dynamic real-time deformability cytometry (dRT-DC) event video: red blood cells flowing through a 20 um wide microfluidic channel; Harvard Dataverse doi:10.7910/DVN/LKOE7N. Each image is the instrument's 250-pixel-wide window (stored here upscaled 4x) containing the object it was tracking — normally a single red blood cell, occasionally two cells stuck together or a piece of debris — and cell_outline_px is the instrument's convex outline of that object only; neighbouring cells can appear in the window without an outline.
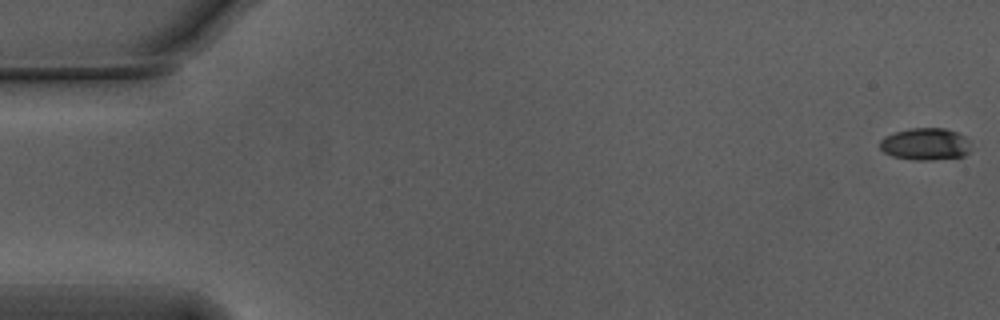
{"species": "Egyptian fruit bat (a non-hibernating species)", "species_latin": "Rousettus aegyptiacus", "temperature_condition": "warm", "stored_images_in_passage": 56, "camera_frame_rate_fps": 3000, "um_per_image_px": 0.085, "animal": {"sex": "male"}, "frame": {"image": 1, "passage_image": 1, "time_ms": 0.0, "image_size_px": [1000, 320], "cell_outline_px": [[968, 152], [964, 156], [932, 160], [912, 160], [892, 156], [884, 152], [880, 148], [880, 140], [884, 136], [896, 132], [912, 128], [944, 128], [960, 132], [964, 136], [968, 148]], "centroid_in_image_um": [78.62, 12.25], "position_along_channel_um": 6.4, "area_um2": 16.94}}
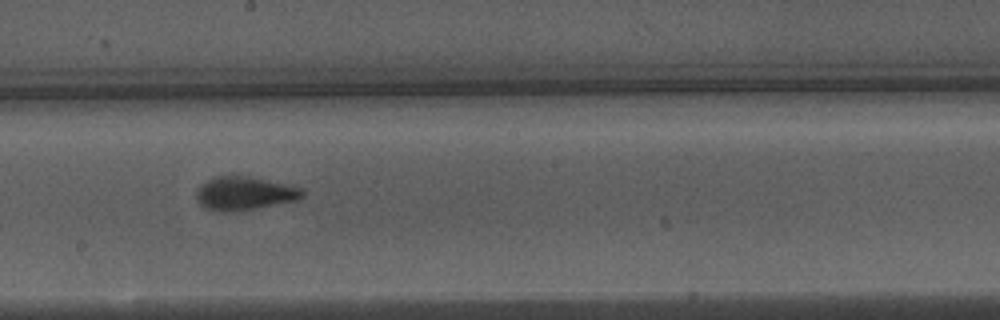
{"frame": {"image": 2, "passage_image": 31, "time_ms": 10.0, "image_size_px": [1000, 320], "cell_outline_px": [[304, 196], [296, 200], [256, 208], [220, 212], [216, 212], [204, 208], [200, 204], [196, 196], [196, 192], [200, 184], [216, 176], [248, 176], [304, 188]], "centroid_in_image_um": [20.76, 16.43], "position_along_channel_um": 227.4, "area_um2": 20.52}}
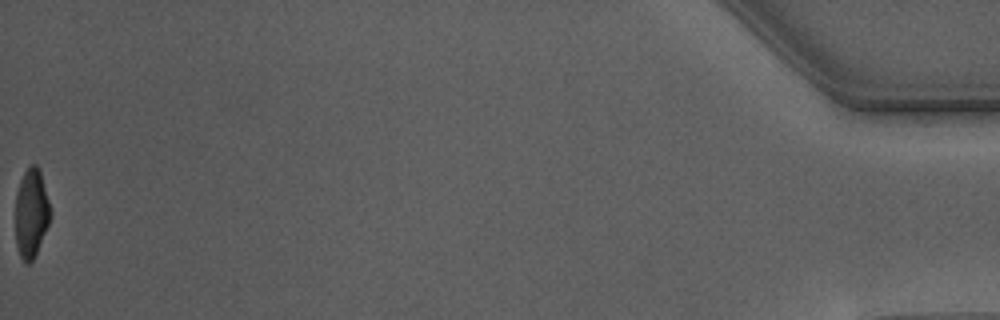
{"frame": {"image": 3, "passage_image": 56, "time_ms": 18.333, "image_size_px": [1000, 320], "cell_outline_px": [[52, 216], [36, 252], [32, 260], [28, 264], [24, 264], [20, 256], [16, 244], [16, 192], [20, 180], [24, 172], [32, 164], [36, 164], [40, 168], [52, 212]], "centroid_in_image_um": [2.67, 18.09], "position_along_channel_um": 432.5, "area_um2": 18.21}, "authors_computed_cell_mechanics": {"area_um2": 19.6809, "velocity_mm_per_s": 3.7629, "shape_relaxation_time_tau1_ms": 3.8872, "shape_relaxation_time_tau2_ms": 1.341, "deformation_change_tau1": 0.2157, "deformation_change_tau2": 0.0772}}